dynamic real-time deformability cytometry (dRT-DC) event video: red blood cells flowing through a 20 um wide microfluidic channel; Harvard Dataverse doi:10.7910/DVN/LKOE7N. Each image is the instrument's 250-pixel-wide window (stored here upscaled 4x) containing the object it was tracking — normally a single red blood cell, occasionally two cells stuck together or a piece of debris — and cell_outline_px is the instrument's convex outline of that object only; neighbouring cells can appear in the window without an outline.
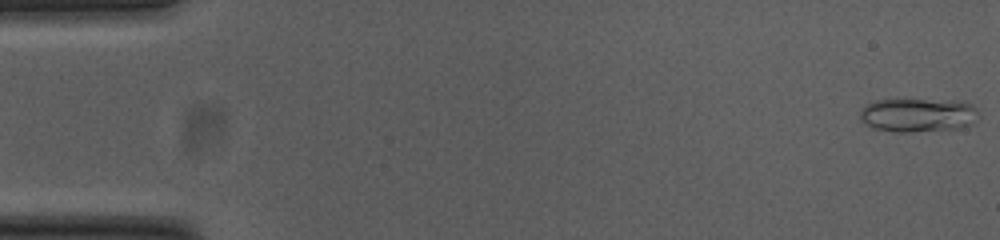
{"species": "common noctule bat (a hibernating species)", "species_latin": "Nyctalus noctula", "temperature_condition": "cold", "stored_images_in_passage": 53, "camera_frame_rate_fps": 3000, "um_per_image_px": 0.085, "animal": {"sex": "female", "body_mass_g": 23.0, "forearm_length_mm": 53.4}, "frame": {"image": 1, "passage_image": 1, "time_ms": 0.0, "image_size_px": [1000, 240], "cell_outline_px": [[976, 112], [972, 124], [956, 128], [912, 132], [892, 132], [876, 128], [860, 120], [860, 112], [868, 104], [876, 100], [964, 100], [972, 104], [976, 108]], "centroid_in_image_um": [78.03, 9.77], "position_along_channel_um": 7.0, "area_um2": 23.06}}
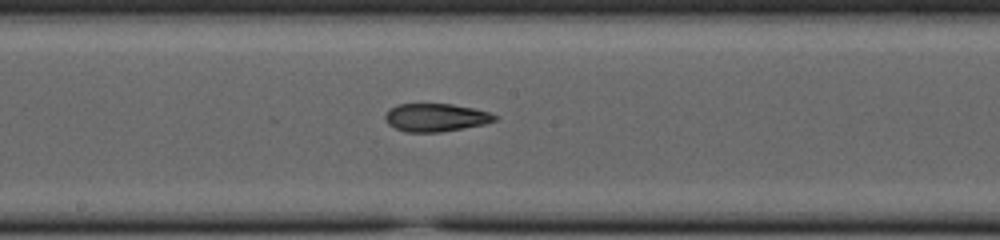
{"frame": {"image": 2, "passage_image": 28, "time_ms": 9.0, "image_size_px": [1000, 240], "cell_outline_px": [[500, 116], [496, 120], [484, 124], [440, 132], [404, 132], [388, 124], [384, 116], [396, 104], [452, 104], [472, 108], [488, 112]], "centroid_in_image_um": [37.05, 9.99], "position_along_channel_um": 211.1, "area_um2": 17.74}}
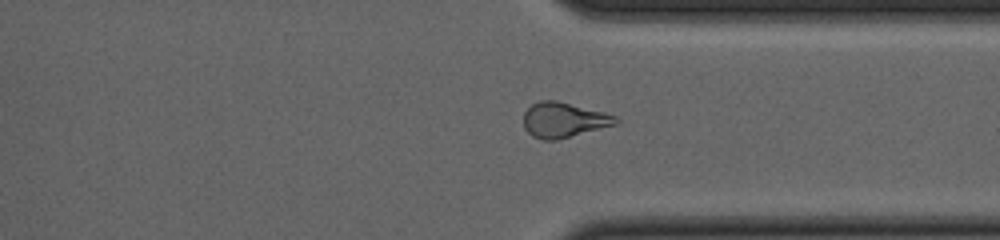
{"frame": {"image": 3, "passage_image": 40, "time_ms": 13.0, "image_size_px": [1000, 240], "cell_outline_px": [[620, 124], [556, 140], [544, 140], [532, 136], [524, 128], [524, 112], [532, 104], [540, 100], [556, 100], [604, 112], [616, 116], [620, 120]], "centroid_in_image_um": [47.95, 10.2], "position_along_channel_um": 363.5, "area_um2": 19.02}, "authors_computed_cell_mechanics": {"area_um2": 19.074, "velocity_mm_per_s": 3.8175, "shape_relaxation_time_tau1_ms": null, "shape_relaxation_time_tau2_ms": 2.9256, "deformation_change_tau1": null, "deformation_change_tau2": 0.1068}}